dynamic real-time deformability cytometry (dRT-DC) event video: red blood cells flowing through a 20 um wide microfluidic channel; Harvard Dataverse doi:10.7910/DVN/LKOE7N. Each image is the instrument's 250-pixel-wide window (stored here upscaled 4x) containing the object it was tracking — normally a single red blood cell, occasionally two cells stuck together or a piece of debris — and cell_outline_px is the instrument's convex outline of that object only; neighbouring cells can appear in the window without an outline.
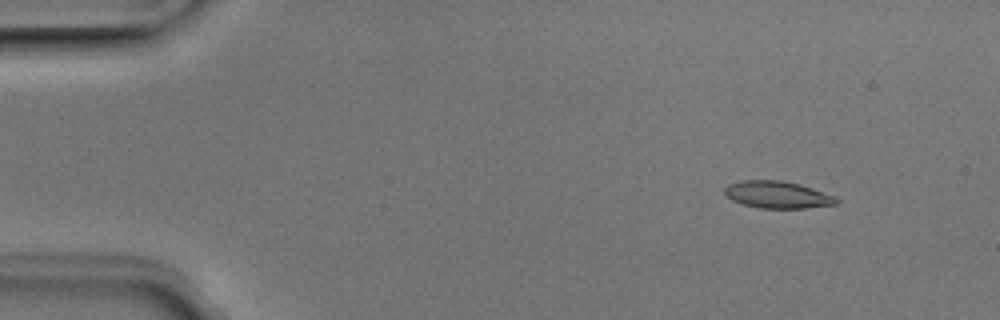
{"species": "Egyptian fruit bat (a non-hibernating species)", "species_latin": "Rousettus aegyptiacus", "temperature_condition": "room temperature", "stored_images_in_passage": 51, "camera_frame_rate_fps": 3000, "um_per_image_px": 0.085, "animal": {"sex": "male"}, "frame": {"image": 1, "passage_image": 6, "time_ms": 1.667, "image_size_px": [1000, 320], "cell_outline_px": [[840, 200], [836, 204], [804, 208], [760, 208], [744, 204], [732, 200], [724, 192], [724, 188], [728, 184], [740, 180], [780, 180], [800, 184], [836, 196]], "centroid_in_image_um": [66.09, 16.54], "position_along_channel_um": 18.9, "area_um2": 17.63}}
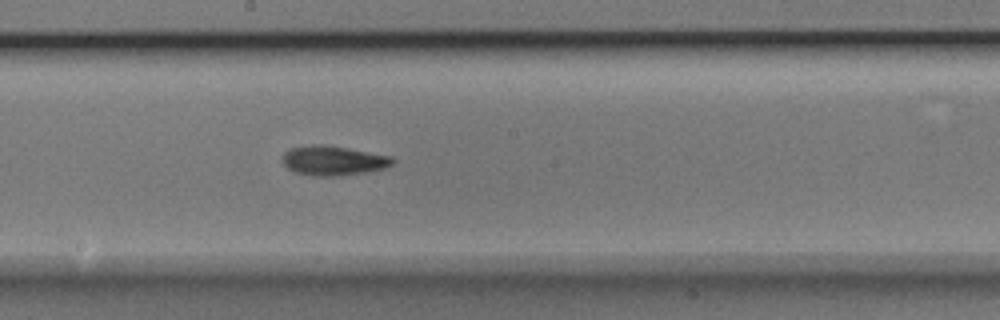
{"frame": {"image": 2, "passage_image": 28, "time_ms": 9.0, "image_size_px": [1000, 320], "cell_outline_px": [[396, 160], [392, 164], [384, 168], [368, 172], [340, 176], [312, 176], [296, 172], [288, 168], [280, 160], [284, 152], [288, 148], [312, 144], [324, 144], [348, 148], [392, 156]], "centroid_in_image_um": [28.31, 13.64], "position_along_channel_um": 219.9, "area_um2": 19.31}}
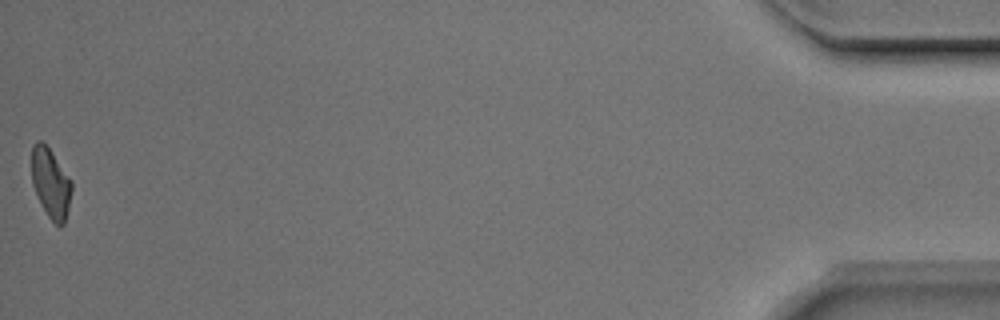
{"frame": {"image": 3, "passage_image": 51, "time_ms": 16.667, "image_size_px": [1000, 320], "cell_outline_px": [[72, 188], [68, 208], [64, 224], [60, 228], [48, 216], [32, 184], [32, 144], [36, 140], [40, 140], [48, 148], [72, 180]], "centroid_in_image_um": [4.32, 15.56], "position_along_channel_um": 430.9, "area_um2": 15.95}, "authors_computed_cell_mechanics": {"area_um2": 17.5712, "velocity_mm_per_s": 4.0159, "shape_relaxation_time_tau1_ms": 4.114, "shape_relaxation_time_tau2_ms": 3.7257, "deformation_change_tau1": 0.1482, "deformation_change_tau2": 0.0938}}